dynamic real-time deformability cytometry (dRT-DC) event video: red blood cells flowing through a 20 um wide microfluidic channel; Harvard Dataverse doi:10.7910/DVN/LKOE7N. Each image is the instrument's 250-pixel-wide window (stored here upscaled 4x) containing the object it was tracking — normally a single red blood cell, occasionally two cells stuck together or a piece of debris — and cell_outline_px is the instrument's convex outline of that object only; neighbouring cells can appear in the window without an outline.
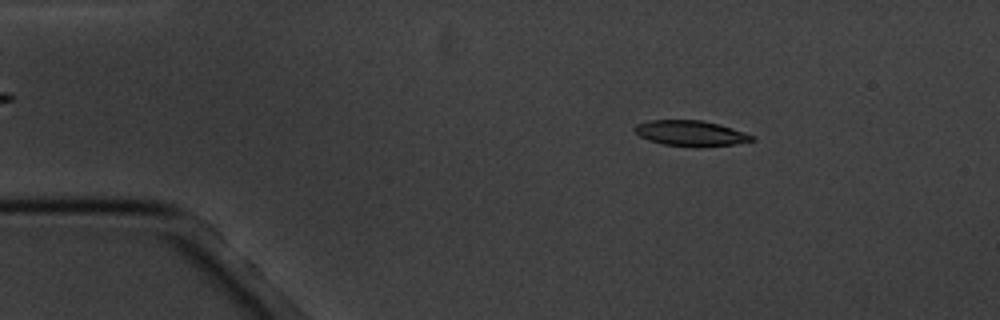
{"species": "common noctule bat (a hibernating species)", "species_latin": "Nyctalus noctula", "temperature_condition": "cold", "stored_images_in_passage": 4, "camera_frame_rate_fps": 3000, "um_per_image_px": 0.085, "animal": {"sex": "male", "body_mass_g": 20.1, "forearm_length_mm": 53.5}, "frame": {"image": 1, "passage_image": 2, "time_ms": 1.333, "image_size_px": [1000, 320], "cell_outline_px": [[756, 140], [732, 144], [696, 148], [664, 144], [648, 140], [640, 136], [632, 128], [636, 124], [648, 120], [700, 120], [720, 124], [756, 136]], "centroid_in_image_um": [58.71, 11.33], "position_along_channel_um": 26.3, "area_um2": 17.63}}